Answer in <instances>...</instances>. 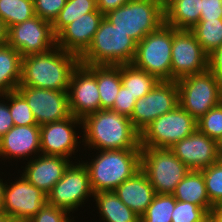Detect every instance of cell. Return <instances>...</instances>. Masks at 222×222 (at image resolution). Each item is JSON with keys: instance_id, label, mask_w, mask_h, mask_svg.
<instances>
[{"instance_id": "obj_1", "label": "cell", "mask_w": 222, "mask_h": 222, "mask_svg": "<svg viewBox=\"0 0 222 222\" xmlns=\"http://www.w3.org/2000/svg\"><path fill=\"white\" fill-rule=\"evenodd\" d=\"M82 145L92 150L141 149L140 133L129 117L101 109L82 119Z\"/></svg>"}, {"instance_id": "obj_2", "label": "cell", "mask_w": 222, "mask_h": 222, "mask_svg": "<svg viewBox=\"0 0 222 222\" xmlns=\"http://www.w3.org/2000/svg\"><path fill=\"white\" fill-rule=\"evenodd\" d=\"M79 57L55 46L45 53L22 58L19 86L68 91L72 71L79 64Z\"/></svg>"}, {"instance_id": "obj_3", "label": "cell", "mask_w": 222, "mask_h": 222, "mask_svg": "<svg viewBox=\"0 0 222 222\" xmlns=\"http://www.w3.org/2000/svg\"><path fill=\"white\" fill-rule=\"evenodd\" d=\"M98 152L91 162L82 161L87 168L94 194L101 191H114L141 170V149L99 150Z\"/></svg>"}, {"instance_id": "obj_4", "label": "cell", "mask_w": 222, "mask_h": 222, "mask_svg": "<svg viewBox=\"0 0 222 222\" xmlns=\"http://www.w3.org/2000/svg\"><path fill=\"white\" fill-rule=\"evenodd\" d=\"M137 43L112 25L105 17L94 34L88 49L79 57L82 65L131 64Z\"/></svg>"}, {"instance_id": "obj_5", "label": "cell", "mask_w": 222, "mask_h": 222, "mask_svg": "<svg viewBox=\"0 0 222 222\" xmlns=\"http://www.w3.org/2000/svg\"><path fill=\"white\" fill-rule=\"evenodd\" d=\"M104 17L139 43L164 24V8L156 0H130Z\"/></svg>"}, {"instance_id": "obj_6", "label": "cell", "mask_w": 222, "mask_h": 222, "mask_svg": "<svg viewBox=\"0 0 222 222\" xmlns=\"http://www.w3.org/2000/svg\"><path fill=\"white\" fill-rule=\"evenodd\" d=\"M179 106L196 121L211 108L222 102V88L215 76L207 69L176 80Z\"/></svg>"}, {"instance_id": "obj_7", "label": "cell", "mask_w": 222, "mask_h": 222, "mask_svg": "<svg viewBox=\"0 0 222 222\" xmlns=\"http://www.w3.org/2000/svg\"><path fill=\"white\" fill-rule=\"evenodd\" d=\"M173 27L162 24L137 43L132 64L159 80H171Z\"/></svg>"}, {"instance_id": "obj_8", "label": "cell", "mask_w": 222, "mask_h": 222, "mask_svg": "<svg viewBox=\"0 0 222 222\" xmlns=\"http://www.w3.org/2000/svg\"><path fill=\"white\" fill-rule=\"evenodd\" d=\"M141 170L158 194H172L190 169L168 148L141 147Z\"/></svg>"}, {"instance_id": "obj_9", "label": "cell", "mask_w": 222, "mask_h": 222, "mask_svg": "<svg viewBox=\"0 0 222 222\" xmlns=\"http://www.w3.org/2000/svg\"><path fill=\"white\" fill-rule=\"evenodd\" d=\"M196 129L197 121L178 105L174 110L153 120L140 133V147L169 149Z\"/></svg>"}, {"instance_id": "obj_10", "label": "cell", "mask_w": 222, "mask_h": 222, "mask_svg": "<svg viewBox=\"0 0 222 222\" xmlns=\"http://www.w3.org/2000/svg\"><path fill=\"white\" fill-rule=\"evenodd\" d=\"M93 197L89 174L83 163H70L62 178L47 194V204L71 213L85 204L87 197Z\"/></svg>"}, {"instance_id": "obj_11", "label": "cell", "mask_w": 222, "mask_h": 222, "mask_svg": "<svg viewBox=\"0 0 222 222\" xmlns=\"http://www.w3.org/2000/svg\"><path fill=\"white\" fill-rule=\"evenodd\" d=\"M179 105L176 81L160 80L144 97L138 99L129 117L141 133L153 120L174 110Z\"/></svg>"}, {"instance_id": "obj_12", "label": "cell", "mask_w": 222, "mask_h": 222, "mask_svg": "<svg viewBox=\"0 0 222 222\" xmlns=\"http://www.w3.org/2000/svg\"><path fill=\"white\" fill-rule=\"evenodd\" d=\"M9 184L4 186L1 211L14 222H28L47 204V195L22 175Z\"/></svg>"}, {"instance_id": "obj_13", "label": "cell", "mask_w": 222, "mask_h": 222, "mask_svg": "<svg viewBox=\"0 0 222 222\" xmlns=\"http://www.w3.org/2000/svg\"><path fill=\"white\" fill-rule=\"evenodd\" d=\"M7 43L24 58L53 49L56 46V36L51 22L34 16L11 26L7 31Z\"/></svg>"}, {"instance_id": "obj_14", "label": "cell", "mask_w": 222, "mask_h": 222, "mask_svg": "<svg viewBox=\"0 0 222 222\" xmlns=\"http://www.w3.org/2000/svg\"><path fill=\"white\" fill-rule=\"evenodd\" d=\"M71 115L79 119L101 110L96 65L78 64L72 71L68 88Z\"/></svg>"}, {"instance_id": "obj_15", "label": "cell", "mask_w": 222, "mask_h": 222, "mask_svg": "<svg viewBox=\"0 0 222 222\" xmlns=\"http://www.w3.org/2000/svg\"><path fill=\"white\" fill-rule=\"evenodd\" d=\"M207 70V54L191 30L173 28L171 80Z\"/></svg>"}, {"instance_id": "obj_16", "label": "cell", "mask_w": 222, "mask_h": 222, "mask_svg": "<svg viewBox=\"0 0 222 222\" xmlns=\"http://www.w3.org/2000/svg\"><path fill=\"white\" fill-rule=\"evenodd\" d=\"M17 91L27 101L39 126L65 120L71 116L68 91L31 86H18Z\"/></svg>"}, {"instance_id": "obj_17", "label": "cell", "mask_w": 222, "mask_h": 222, "mask_svg": "<svg viewBox=\"0 0 222 222\" xmlns=\"http://www.w3.org/2000/svg\"><path fill=\"white\" fill-rule=\"evenodd\" d=\"M169 149L190 170L200 171L221 159L218 141L198 129Z\"/></svg>"}, {"instance_id": "obj_18", "label": "cell", "mask_w": 222, "mask_h": 222, "mask_svg": "<svg viewBox=\"0 0 222 222\" xmlns=\"http://www.w3.org/2000/svg\"><path fill=\"white\" fill-rule=\"evenodd\" d=\"M82 126V119L71 115L65 120L40 126V150L43 155L62 156L69 159L80 145L76 126ZM79 144V145H78Z\"/></svg>"}, {"instance_id": "obj_19", "label": "cell", "mask_w": 222, "mask_h": 222, "mask_svg": "<svg viewBox=\"0 0 222 222\" xmlns=\"http://www.w3.org/2000/svg\"><path fill=\"white\" fill-rule=\"evenodd\" d=\"M103 18L98 9L82 15L56 36V46L80 57L90 46Z\"/></svg>"}, {"instance_id": "obj_20", "label": "cell", "mask_w": 222, "mask_h": 222, "mask_svg": "<svg viewBox=\"0 0 222 222\" xmlns=\"http://www.w3.org/2000/svg\"><path fill=\"white\" fill-rule=\"evenodd\" d=\"M70 163L66 157L39 154L27 162L20 175L47 195Z\"/></svg>"}, {"instance_id": "obj_21", "label": "cell", "mask_w": 222, "mask_h": 222, "mask_svg": "<svg viewBox=\"0 0 222 222\" xmlns=\"http://www.w3.org/2000/svg\"><path fill=\"white\" fill-rule=\"evenodd\" d=\"M38 153V154H37ZM41 154L40 126H13L0 138V156L2 159H26ZM27 157V158H25ZM1 158V157H0Z\"/></svg>"}, {"instance_id": "obj_22", "label": "cell", "mask_w": 222, "mask_h": 222, "mask_svg": "<svg viewBox=\"0 0 222 222\" xmlns=\"http://www.w3.org/2000/svg\"><path fill=\"white\" fill-rule=\"evenodd\" d=\"M114 192L140 218L156 195L147 175L142 170L120 184Z\"/></svg>"}, {"instance_id": "obj_23", "label": "cell", "mask_w": 222, "mask_h": 222, "mask_svg": "<svg viewBox=\"0 0 222 222\" xmlns=\"http://www.w3.org/2000/svg\"><path fill=\"white\" fill-rule=\"evenodd\" d=\"M172 195L177 201L196 204L212 215L214 205L209 201L204 177L201 171L190 170L177 184Z\"/></svg>"}, {"instance_id": "obj_24", "label": "cell", "mask_w": 222, "mask_h": 222, "mask_svg": "<svg viewBox=\"0 0 222 222\" xmlns=\"http://www.w3.org/2000/svg\"><path fill=\"white\" fill-rule=\"evenodd\" d=\"M201 10L202 0H172L164 7V23L190 30L199 22Z\"/></svg>"}, {"instance_id": "obj_25", "label": "cell", "mask_w": 222, "mask_h": 222, "mask_svg": "<svg viewBox=\"0 0 222 222\" xmlns=\"http://www.w3.org/2000/svg\"><path fill=\"white\" fill-rule=\"evenodd\" d=\"M22 57L8 43L0 47V96L17 90L21 81Z\"/></svg>"}, {"instance_id": "obj_26", "label": "cell", "mask_w": 222, "mask_h": 222, "mask_svg": "<svg viewBox=\"0 0 222 222\" xmlns=\"http://www.w3.org/2000/svg\"><path fill=\"white\" fill-rule=\"evenodd\" d=\"M93 198L104 222H140V217L114 191H101L95 193Z\"/></svg>"}, {"instance_id": "obj_27", "label": "cell", "mask_w": 222, "mask_h": 222, "mask_svg": "<svg viewBox=\"0 0 222 222\" xmlns=\"http://www.w3.org/2000/svg\"><path fill=\"white\" fill-rule=\"evenodd\" d=\"M96 79L101 109H111L122 86L121 65H96Z\"/></svg>"}, {"instance_id": "obj_28", "label": "cell", "mask_w": 222, "mask_h": 222, "mask_svg": "<svg viewBox=\"0 0 222 222\" xmlns=\"http://www.w3.org/2000/svg\"><path fill=\"white\" fill-rule=\"evenodd\" d=\"M121 81L127 91L138 100L150 92L160 80L131 63L121 64Z\"/></svg>"}, {"instance_id": "obj_29", "label": "cell", "mask_w": 222, "mask_h": 222, "mask_svg": "<svg viewBox=\"0 0 222 222\" xmlns=\"http://www.w3.org/2000/svg\"><path fill=\"white\" fill-rule=\"evenodd\" d=\"M34 16L36 15L33 0H0V18L7 30Z\"/></svg>"}, {"instance_id": "obj_30", "label": "cell", "mask_w": 222, "mask_h": 222, "mask_svg": "<svg viewBox=\"0 0 222 222\" xmlns=\"http://www.w3.org/2000/svg\"><path fill=\"white\" fill-rule=\"evenodd\" d=\"M96 9V0H67L52 23L53 33L57 36L71 22L84 14L94 12Z\"/></svg>"}, {"instance_id": "obj_31", "label": "cell", "mask_w": 222, "mask_h": 222, "mask_svg": "<svg viewBox=\"0 0 222 222\" xmlns=\"http://www.w3.org/2000/svg\"><path fill=\"white\" fill-rule=\"evenodd\" d=\"M190 30L207 55L222 45V19L199 21Z\"/></svg>"}, {"instance_id": "obj_32", "label": "cell", "mask_w": 222, "mask_h": 222, "mask_svg": "<svg viewBox=\"0 0 222 222\" xmlns=\"http://www.w3.org/2000/svg\"><path fill=\"white\" fill-rule=\"evenodd\" d=\"M176 199L172 194H158L141 216L140 222H172Z\"/></svg>"}, {"instance_id": "obj_33", "label": "cell", "mask_w": 222, "mask_h": 222, "mask_svg": "<svg viewBox=\"0 0 222 222\" xmlns=\"http://www.w3.org/2000/svg\"><path fill=\"white\" fill-rule=\"evenodd\" d=\"M2 97V99L9 101V110L15 126L38 125L27 101L17 90Z\"/></svg>"}, {"instance_id": "obj_34", "label": "cell", "mask_w": 222, "mask_h": 222, "mask_svg": "<svg viewBox=\"0 0 222 222\" xmlns=\"http://www.w3.org/2000/svg\"><path fill=\"white\" fill-rule=\"evenodd\" d=\"M200 171L204 177L209 201L215 205L222 199V159Z\"/></svg>"}, {"instance_id": "obj_35", "label": "cell", "mask_w": 222, "mask_h": 222, "mask_svg": "<svg viewBox=\"0 0 222 222\" xmlns=\"http://www.w3.org/2000/svg\"><path fill=\"white\" fill-rule=\"evenodd\" d=\"M197 129L216 141L222 138V102L197 121Z\"/></svg>"}, {"instance_id": "obj_36", "label": "cell", "mask_w": 222, "mask_h": 222, "mask_svg": "<svg viewBox=\"0 0 222 222\" xmlns=\"http://www.w3.org/2000/svg\"><path fill=\"white\" fill-rule=\"evenodd\" d=\"M171 217L172 222H207L211 215L196 204L176 200Z\"/></svg>"}, {"instance_id": "obj_37", "label": "cell", "mask_w": 222, "mask_h": 222, "mask_svg": "<svg viewBox=\"0 0 222 222\" xmlns=\"http://www.w3.org/2000/svg\"><path fill=\"white\" fill-rule=\"evenodd\" d=\"M67 0H33L35 15L53 23Z\"/></svg>"}, {"instance_id": "obj_38", "label": "cell", "mask_w": 222, "mask_h": 222, "mask_svg": "<svg viewBox=\"0 0 222 222\" xmlns=\"http://www.w3.org/2000/svg\"><path fill=\"white\" fill-rule=\"evenodd\" d=\"M70 213L64 209L46 204L28 222H73L68 216Z\"/></svg>"}, {"instance_id": "obj_39", "label": "cell", "mask_w": 222, "mask_h": 222, "mask_svg": "<svg viewBox=\"0 0 222 222\" xmlns=\"http://www.w3.org/2000/svg\"><path fill=\"white\" fill-rule=\"evenodd\" d=\"M137 99L133 97L127 89L122 85L117 93L113 107L110 109L124 116L130 117Z\"/></svg>"}, {"instance_id": "obj_40", "label": "cell", "mask_w": 222, "mask_h": 222, "mask_svg": "<svg viewBox=\"0 0 222 222\" xmlns=\"http://www.w3.org/2000/svg\"><path fill=\"white\" fill-rule=\"evenodd\" d=\"M222 19L221 0H202V10L199 21Z\"/></svg>"}, {"instance_id": "obj_41", "label": "cell", "mask_w": 222, "mask_h": 222, "mask_svg": "<svg viewBox=\"0 0 222 222\" xmlns=\"http://www.w3.org/2000/svg\"><path fill=\"white\" fill-rule=\"evenodd\" d=\"M207 69L215 76L222 88V45L207 55Z\"/></svg>"}, {"instance_id": "obj_42", "label": "cell", "mask_w": 222, "mask_h": 222, "mask_svg": "<svg viewBox=\"0 0 222 222\" xmlns=\"http://www.w3.org/2000/svg\"><path fill=\"white\" fill-rule=\"evenodd\" d=\"M3 101V103H1ZM6 101L1 100L0 96V138L3 137L13 126L14 122L11 117L9 105L4 103Z\"/></svg>"}, {"instance_id": "obj_43", "label": "cell", "mask_w": 222, "mask_h": 222, "mask_svg": "<svg viewBox=\"0 0 222 222\" xmlns=\"http://www.w3.org/2000/svg\"><path fill=\"white\" fill-rule=\"evenodd\" d=\"M129 1L130 0H96V6L97 9L105 15L109 11L119 8Z\"/></svg>"}, {"instance_id": "obj_44", "label": "cell", "mask_w": 222, "mask_h": 222, "mask_svg": "<svg viewBox=\"0 0 222 222\" xmlns=\"http://www.w3.org/2000/svg\"><path fill=\"white\" fill-rule=\"evenodd\" d=\"M7 28L0 18V47L7 44Z\"/></svg>"}, {"instance_id": "obj_45", "label": "cell", "mask_w": 222, "mask_h": 222, "mask_svg": "<svg viewBox=\"0 0 222 222\" xmlns=\"http://www.w3.org/2000/svg\"><path fill=\"white\" fill-rule=\"evenodd\" d=\"M211 216H222V199L214 205V209Z\"/></svg>"}, {"instance_id": "obj_46", "label": "cell", "mask_w": 222, "mask_h": 222, "mask_svg": "<svg viewBox=\"0 0 222 222\" xmlns=\"http://www.w3.org/2000/svg\"><path fill=\"white\" fill-rule=\"evenodd\" d=\"M0 222H14L12 218L7 216L3 211L0 210Z\"/></svg>"}, {"instance_id": "obj_47", "label": "cell", "mask_w": 222, "mask_h": 222, "mask_svg": "<svg viewBox=\"0 0 222 222\" xmlns=\"http://www.w3.org/2000/svg\"><path fill=\"white\" fill-rule=\"evenodd\" d=\"M4 186H5V182L3 183V179L0 178V210H1V207H2Z\"/></svg>"}, {"instance_id": "obj_48", "label": "cell", "mask_w": 222, "mask_h": 222, "mask_svg": "<svg viewBox=\"0 0 222 222\" xmlns=\"http://www.w3.org/2000/svg\"><path fill=\"white\" fill-rule=\"evenodd\" d=\"M163 8L172 0H156Z\"/></svg>"}, {"instance_id": "obj_49", "label": "cell", "mask_w": 222, "mask_h": 222, "mask_svg": "<svg viewBox=\"0 0 222 222\" xmlns=\"http://www.w3.org/2000/svg\"><path fill=\"white\" fill-rule=\"evenodd\" d=\"M211 218L216 222H222V216H211Z\"/></svg>"}, {"instance_id": "obj_50", "label": "cell", "mask_w": 222, "mask_h": 222, "mask_svg": "<svg viewBox=\"0 0 222 222\" xmlns=\"http://www.w3.org/2000/svg\"><path fill=\"white\" fill-rule=\"evenodd\" d=\"M218 145H219V148H220V150L222 152V138L218 141Z\"/></svg>"}, {"instance_id": "obj_51", "label": "cell", "mask_w": 222, "mask_h": 222, "mask_svg": "<svg viewBox=\"0 0 222 222\" xmlns=\"http://www.w3.org/2000/svg\"><path fill=\"white\" fill-rule=\"evenodd\" d=\"M207 222H216V221L210 218Z\"/></svg>"}]
</instances>
